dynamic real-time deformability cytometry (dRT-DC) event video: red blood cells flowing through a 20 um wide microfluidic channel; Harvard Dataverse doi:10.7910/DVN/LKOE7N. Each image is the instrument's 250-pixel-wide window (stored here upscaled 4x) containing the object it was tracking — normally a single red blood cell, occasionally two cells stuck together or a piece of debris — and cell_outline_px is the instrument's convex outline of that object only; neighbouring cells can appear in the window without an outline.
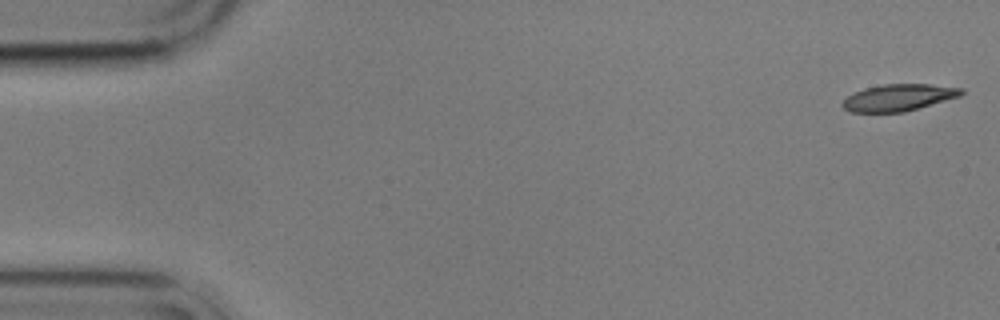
{"species": "common noctule bat (a hibernating species)", "species_latin": "Nyctalus noctula", "temperature_condition": "cold", "stored_images_in_passage": 16, "camera_frame_rate_fps": 3000, "um_per_image_px": 0.085, "animal": {"sex": "male", "body_mass_g": 17.9}, "frame": {"image": 1, "passage_image": 1, "time_ms": 0.0, "image_size_px": [1000, 320], "cell_outline_px": [[964, 92], [960, 96], [904, 112], [852, 112], [844, 108], [840, 104], [848, 96], [864, 88], [884, 84], [928, 84], [964, 88]], "centroid_in_image_um": [76.39, 8.29], "position_along_channel_um": 8.6, "area_um2": 18.38}}
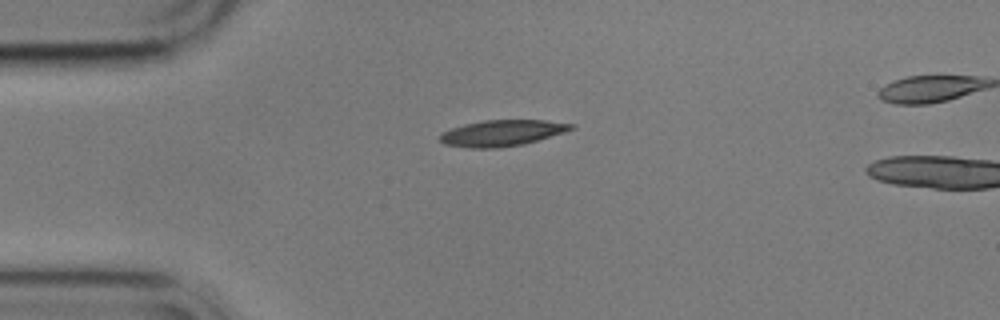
{"frame": {"image": 2, "passage_image": 13, "time_ms": 4.0, "image_size_px": [1000, 320], "cell_outline_px": [[576, 128], [564, 132], [524, 144], [496, 148], [472, 148], [444, 144], [440, 140], [440, 132], [464, 124], [484, 120], [544, 120], [576, 124]], "centroid_in_image_um": [42.68, 11.3], "position_along_channel_um": 42.3, "area_um2": 19.94}}